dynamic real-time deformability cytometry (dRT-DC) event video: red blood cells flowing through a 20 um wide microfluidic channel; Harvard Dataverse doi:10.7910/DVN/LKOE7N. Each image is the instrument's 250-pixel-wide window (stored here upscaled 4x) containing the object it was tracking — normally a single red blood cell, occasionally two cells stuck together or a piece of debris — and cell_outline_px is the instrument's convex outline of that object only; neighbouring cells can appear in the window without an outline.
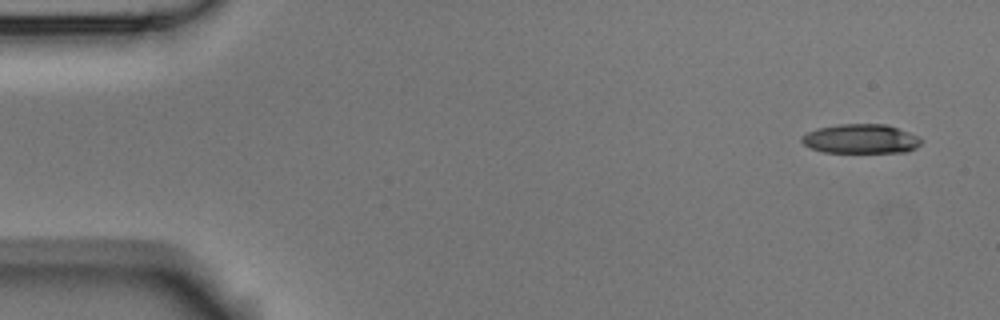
{"species": "Egyptian fruit bat (a non-hibernating species)", "species_latin": "Rousettus aegyptiacus", "temperature_condition": "room temperature", "stored_images_in_passage": 4, "camera_frame_rate_fps": 3000, "um_per_image_px": 0.085, "animal": {"sex": "male"}, "frame": {"image": 1, "passage_image": 1, "time_ms": 0.0, "image_size_px": [1000, 320], "cell_outline_px": [[924, 140], [916, 148], [908, 152], [824, 152], [812, 148], [804, 144], [800, 140], [800, 136], [816, 128], [840, 124], [888, 124], [920, 136]], "centroid_in_image_um": [73.21, 11.79], "position_along_channel_um": 11.8, "area_um2": 20.63}}